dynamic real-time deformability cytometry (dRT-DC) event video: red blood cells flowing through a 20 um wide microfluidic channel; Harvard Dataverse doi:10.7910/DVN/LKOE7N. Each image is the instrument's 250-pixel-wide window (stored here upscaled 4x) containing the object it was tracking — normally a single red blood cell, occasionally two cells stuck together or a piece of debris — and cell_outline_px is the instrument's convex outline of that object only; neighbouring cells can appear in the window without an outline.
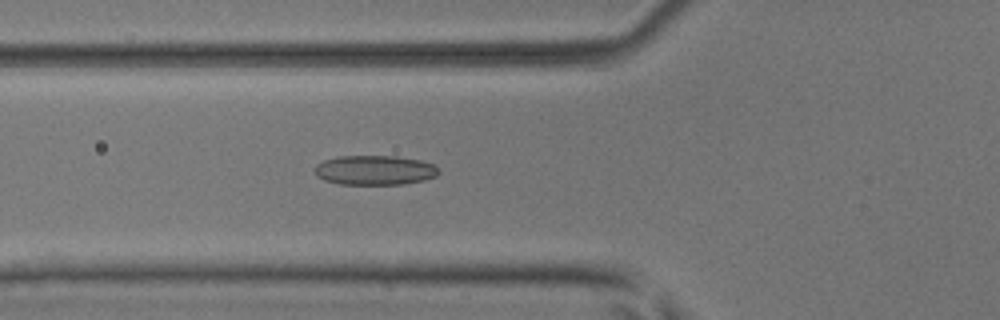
{"species": "common noctule bat (a hibernating species)", "species_latin": "Nyctalus noctula", "temperature_condition": "room temperature", "stored_images_in_passage": 51, "camera_frame_rate_fps": 3000, "um_per_image_px": 0.085, "animal": {"sex": "male", "body_mass_g": 17.9, "forearm_length_mm": 54.2}, "frame": {"image": 1, "passage_image": 19, "time_ms": 6.0, "image_size_px": [1000, 320], "cell_outline_px": [[440, 172], [436, 176], [424, 180], [404, 184], [340, 184], [324, 180], [316, 176], [316, 164], [324, 160], [340, 156], [396, 156], [420, 160], [432, 164], [440, 168]], "centroid_in_image_um": [31.88, 14.46], "position_along_channel_um": 93.9, "area_um2": 21.39}}
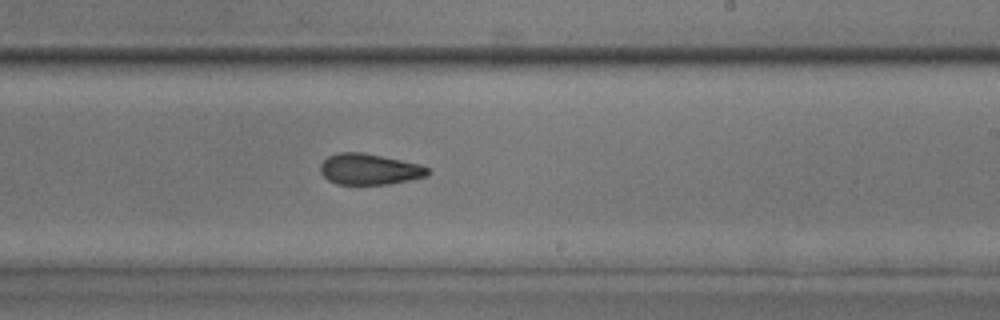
{"frame": {"image": 2, "passage_image": 31, "time_ms": 10.0, "image_size_px": [1000, 320], "cell_outline_px": [[428, 176], [388, 184], [336, 184], [328, 180], [320, 172], [320, 164], [328, 156], [336, 152], [364, 152], [420, 164], [428, 168]], "centroid_in_image_um": [31.36, 14.37], "position_along_channel_um": 257.6, "area_um2": 19.42}}
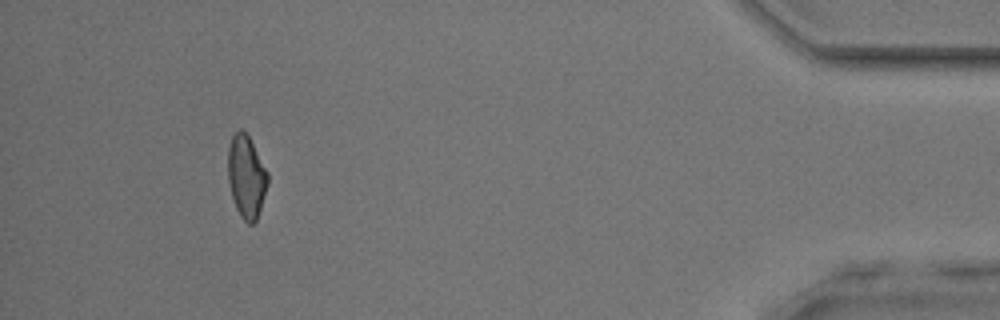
{"frame": {"image": 3, "passage_image": 47, "time_ms": 15.333, "image_size_px": [1000, 320], "cell_outline_px": [[268, 184], [256, 220], [252, 224], [248, 224], [240, 216], [236, 208], [232, 196], [228, 180], [228, 148], [232, 136], [240, 128], [248, 136], [268, 172]], "centroid_in_image_um": [20.93, 15.02], "position_along_channel_um": 414.3, "area_um2": 18.9}, "authors_computed_cell_mechanics": {"area_um2": 19.8254, "velocity_mm_per_s": 4.0965, "shape_relaxation_time_tau1_ms": null, "shape_relaxation_time_tau2_ms": 3.3065, "deformation_change_tau1": null, "deformation_change_tau2": 0.1156}}